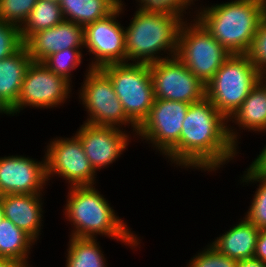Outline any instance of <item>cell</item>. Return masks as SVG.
<instances>
[{
  "mask_svg": "<svg viewBox=\"0 0 266 267\" xmlns=\"http://www.w3.org/2000/svg\"><path fill=\"white\" fill-rule=\"evenodd\" d=\"M205 96L191 103L179 143L165 156L177 166L215 171L238 154V132Z\"/></svg>",
  "mask_w": 266,
  "mask_h": 267,
  "instance_id": "obj_1",
  "label": "cell"
},
{
  "mask_svg": "<svg viewBox=\"0 0 266 267\" xmlns=\"http://www.w3.org/2000/svg\"><path fill=\"white\" fill-rule=\"evenodd\" d=\"M65 218L71 222L70 236L78 238H96V235L111 237L124 245L135 248L140 244L138 236L116 216L108 201L95 189V186L69 187Z\"/></svg>",
  "mask_w": 266,
  "mask_h": 267,
  "instance_id": "obj_2",
  "label": "cell"
},
{
  "mask_svg": "<svg viewBox=\"0 0 266 267\" xmlns=\"http://www.w3.org/2000/svg\"><path fill=\"white\" fill-rule=\"evenodd\" d=\"M196 11L195 18L231 55L248 54L266 15V0H233Z\"/></svg>",
  "mask_w": 266,
  "mask_h": 267,
  "instance_id": "obj_3",
  "label": "cell"
},
{
  "mask_svg": "<svg viewBox=\"0 0 266 267\" xmlns=\"http://www.w3.org/2000/svg\"><path fill=\"white\" fill-rule=\"evenodd\" d=\"M134 14L129 26L125 27L126 62L149 64L175 57L184 16L139 8Z\"/></svg>",
  "mask_w": 266,
  "mask_h": 267,
  "instance_id": "obj_4",
  "label": "cell"
},
{
  "mask_svg": "<svg viewBox=\"0 0 266 267\" xmlns=\"http://www.w3.org/2000/svg\"><path fill=\"white\" fill-rule=\"evenodd\" d=\"M263 76L247 54H232L205 85L206 97L228 120Z\"/></svg>",
  "mask_w": 266,
  "mask_h": 267,
  "instance_id": "obj_5",
  "label": "cell"
},
{
  "mask_svg": "<svg viewBox=\"0 0 266 267\" xmlns=\"http://www.w3.org/2000/svg\"><path fill=\"white\" fill-rule=\"evenodd\" d=\"M100 69L110 78L125 114L139 126L155 100L149 64L113 63Z\"/></svg>",
  "mask_w": 266,
  "mask_h": 267,
  "instance_id": "obj_6",
  "label": "cell"
},
{
  "mask_svg": "<svg viewBox=\"0 0 266 267\" xmlns=\"http://www.w3.org/2000/svg\"><path fill=\"white\" fill-rule=\"evenodd\" d=\"M186 19L179 32L176 56L206 85L231 54L196 18L190 24Z\"/></svg>",
  "mask_w": 266,
  "mask_h": 267,
  "instance_id": "obj_7",
  "label": "cell"
},
{
  "mask_svg": "<svg viewBox=\"0 0 266 267\" xmlns=\"http://www.w3.org/2000/svg\"><path fill=\"white\" fill-rule=\"evenodd\" d=\"M89 69V70H88ZM80 88L79 98L86 108L87 124L122 128L130 126L137 132V125L125 114L110 78L100 68H88ZM126 125V126H125Z\"/></svg>",
  "mask_w": 266,
  "mask_h": 267,
  "instance_id": "obj_8",
  "label": "cell"
},
{
  "mask_svg": "<svg viewBox=\"0 0 266 267\" xmlns=\"http://www.w3.org/2000/svg\"><path fill=\"white\" fill-rule=\"evenodd\" d=\"M71 84L42 62L32 61L26 71L19 99L6 115H17L27 106L39 109L58 107L69 98L73 87Z\"/></svg>",
  "mask_w": 266,
  "mask_h": 267,
  "instance_id": "obj_9",
  "label": "cell"
},
{
  "mask_svg": "<svg viewBox=\"0 0 266 267\" xmlns=\"http://www.w3.org/2000/svg\"><path fill=\"white\" fill-rule=\"evenodd\" d=\"M58 138L53 141L51 139L50 144L46 146L47 180L56 174L55 176L68 180L70 187L94 185L96 172L79 137L75 134L71 138Z\"/></svg>",
  "mask_w": 266,
  "mask_h": 267,
  "instance_id": "obj_10",
  "label": "cell"
},
{
  "mask_svg": "<svg viewBox=\"0 0 266 267\" xmlns=\"http://www.w3.org/2000/svg\"><path fill=\"white\" fill-rule=\"evenodd\" d=\"M188 103L155 99L148 116L137 127V136L166 156L178 143Z\"/></svg>",
  "mask_w": 266,
  "mask_h": 267,
  "instance_id": "obj_11",
  "label": "cell"
},
{
  "mask_svg": "<svg viewBox=\"0 0 266 267\" xmlns=\"http://www.w3.org/2000/svg\"><path fill=\"white\" fill-rule=\"evenodd\" d=\"M149 68L155 99L191 104L206 96L205 84L177 56L149 63Z\"/></svg>",
  "mask_w": 266,
  "mask_h": 267,
  "instance_id": "obj_12",
  "label": "cell"
},
{
  "mask_svg": "<svg viewBox=\"0 0 266 267\" xmlns=\"http://www.w3.org/2000/svg\"><path fill=\"white\" fill-rule=\"evenodd\" d=\"M124 3L107 17L84 27V48L93 54L89 68H101L113 63H126L125 28L117 18L124 11ZM117 20V21H116Z\"/></svg>",
  "mask_w": 266,
  "mask_h": 267,
  "instance_id": "obj_13",
  "label": "cell"
},
{
  "mask_svg": "<svg viewBox=\"0 0 266 267\" xmlns=\"http://www.w3.org/2000/svg\"><path fill=\"white\" fill-rule=\"evenodd\" d=\"M46 158L22 155L0 157V190L5 194H42L46 186Z\"/></svg>",
  "mask_w": 266,
  "mask_h": 267,
  "instance_id": "obj_14",
  "label": "cell"
},
{
  "mask_svg": "<svg viewBox=\"0 0 266 267\" xmlns=\"http://www.w3.org/2000/svg\"><path fill=\"white\" fill-rule=\"evenodd\" d=\"M79 128L76 135L82 142L85 154L95 172L115 162L131 140L123 128L124 131L118 127L87 123H83Z\"/></svg>",
  "mask_w": 266,
  "mask_h": 267,
  "instance_id": "obj_15",
  "label": "cell"
},
{
  "mask_svg": "<svg viewBox=\"0 0 266 267\" xmlns=\"http://www.w3.org/2000/svg\"><path fill=\"white\" fill-rule=\"evenodd\" d=\"M25 47L33 61L42 62L50 54L69 48L84 49V27L69 20L32 34Z\"/></svg>",
  "mask_w": 266,
  "mask_h": 267,
  "instance_id": "obj_16",
  "label": "cell"
},
{
  "mask_svg": "<svg viewBox=\"0 0 266 267\" xmlns=\"http://www.w3.org/2000/svg\"><path fill=\"white\" fill-rule=\"evenodd\" d=\"M42 194H5L1 205L5 218L25 231L35 241L39 239L43 219Z\"/></svg>",
  "mask_w": 266,
  "mask_h": 267,
  "instance_id": "obj_17",
  "label": "cell"
},
{
  "mask_svg": "<svg viewBox=\"0 0 266 267\" xmlns=\"http://www.w3.org/2000/svg\"><path fill=\"white\" fill-rule=\"evenodd\" d=\"M23 44L14 54L0 60V112L7 114L17 103L22 83L32 62Z\"/></svg>",
  "mask_w": 266,
  "mask_h": 267,
  "instance_id": "obj_18",
  "label": "cell"
},
{
  "mask_svg": "<svg viewBox=\"0 0 266 267\" xmlns=\"http://www.w3.org/2000/svg\"><path fill=\"white\" fill-rule=\"evenodd\" d=\"M259 232L260 229L244 217L210 245L236 261L254 258Z\"/></svg>",
  "mask_w": 266,
  "mask_h": 267,
  "instance_id": "obj_19",
  "label": "cell"
},
{
  "mask_svg": "<svg viewBox=\"0 0 266 267\" xmlns=\"http://www.w3.org/2000/svg\"><path fill=\"white\" fill-rule=\"evenodd\" d=\"M239 129L266 132V77L253 87L242 105L228 119Z\"/></svg>",
  "mask_w": 266,
  "mask_h": 267,
  "instance_id": "obj_20",
  "label": "cell"
},
{
  "mask_svg": "<svg viewBox=\"0 0 266 267\" xmlns=\"http://www.w3.org/2000/svg\"><path fill=\"white\" fill-rule=\"evenodd\" d=\"M59 4L64 20L83 27L104 19L119 6L114 0H61Z\"/></svg>",
  "mask_w": 266,
  "mask_h": 267,
  "instance_id": "obj_21",
  "label": "cell"
},
{
  "mask_svg": "<svg viewBox=\"0 0 266 267\" xmlns=\"http://www.w3.org/2000/svg\"><path fill=\"white\" fill-rule=\"evenodd\" d=\"M36 241L9 219L0 223V258L28 263L30 249Z\"/></svg>",
  "mask_w": 266,
  "mask_h": 267,
  "instance_id": "obj_22",
  "label": "cell"
},
{
  "mask_svg": "<svg viewBox=\"0 0 266 267\" xmlns=\"http://www.w3.org/2000/svg\"><path fill=\"white\" fill-rule=\"evenodd\" d=\"M64 20L60 4L51 0H37L28 19L20 28V36L24 43L32 34L49 29Z\"/></svg>",
  "mask_w": 266,
  "mask_h": 267,
  "instance_id": "obj_23",
  "label": "cell"
},
{
  "mask_svg": "<svg viewBox=\"0 0 266 267\" xmlns=\"http://www.w3.org/2000/svg\"><path fill=\"white\" fill-rule=\"evenodd\" d=\"M97 238L70 237L65 267H107Z\"/></svg>",
  "mask_w": 266,
  "mask_h": 267,
  "instance_id": "obj_24",
  "label": "cell"
},
{
  "mask_svg": "<svg viewBox=\"0 0 266 267\" xmlns=\"http://www.w3.org/2000/svg\"><path fill=\"white\" fill-rule=\"evenodd\" d=\"M244 171L242 183L259 182L245 218L259 229L266 228V178L256 175L250 168Z\"/></svg>",
  "mask_w": 266,
  "mask_h": 267,
  "instance_id": "obj_25",
  "label": "cell"
},
{
  "mask_svg": "<svg viewBox=\"0 0 266 267\" xmlns=\"http://www.w3.org/2000/svg\"><path fill=\"white\" fill-rule=\"evenodd\" d=\"M82 48H69L60 52L50 54L42 63L55 74L64 77L70 83L72 70L82 63Z\"/></svg>",
  "mask_w": 266,
  "mask_h": 267,
  "instance_id": "obj_26",
  "label": "cell"
},
{
  "mask_svg": "<svg viewBox=\"0 0 266 267\" xmlns=\"http://www.w3.org/2000/svg\"><path fill=\"white\" fill-rule=\"evenodd\" d=\"M36 3L37 0H0V20L21 28Z\"/></svg>",
  "mask_w": 266,
  "mask_h": 267,
  "instance_id": "obj_27",
  "label": "cell"
},
{
  "mask_svg": "<svg viewBox=\"0 0 266 267\" xmlns=\"http://www.w3.org/2000/svg\"><path fill=\"white\" fill-rule=\"evenodd\" d=\"M207 246L191 258L187 267H237L238 261L219 253L210 244Z\"/></svg>",
  "mask_w": 266,
  "mask_h": 267,
  "instance_id": "obj_28",
  "label": "cell"
},
{
  "mask_svg": "<svg viewBox=\"0 0 266 267\" xmlns=\"http://www.w3.org/2000/svg\"><path fill=\"white\" fill-rule=\"evenodd\" d=\"M23 44L20 28L0 20V60L14 54Z\"/></svg>",
  "mask_w": 266,
  "mask_h": 267,
  "instance_id": "obj_29",
  "label": "cell"
},
{
  "mask_svg": "<svg viewBox=\"0 0 266 267\" xmlns=\"http://www.w3.org/2000/svg\"><path fill=\"white\" fill-rule=\"evenodd\" d=\"M253 65L266 75V15L261 19L252 46L247 54Z\"/></svg>",
  "mask_w": 266,
  "mask_h": 267,
  "instance_id": "obj_30",
  "label": "cell"
},
{
  "mask_svg": "<svg viewBox=\"0 0 266 267\" xmlns=\"http://www.w3.org/2000/svg\"><path fill=\"white\" fill-rule=\"evenodd\" d=\"M141 10L166 11L183 16L196 0H136ZM189 6V7H188Z\"/></svg>",
  "mask_w": 266,
  "mask_h": 267,
  "instance_id": "obj_31",
  "label": "cell"
},
{
  "mask_svg": "<svg viewBox=\"0 0 266 267\" xmlns=\"http://www.w3.org/2000/svg\"><path fill=\"white\" fill-rule=\"evenodd\" d=\"M249 168L258 176L266 178V146L250 164Z\"/></svg>",
  "mask_w": 266,
  "mask_h": 267,
  "instance_id": "obj_32",
  "label": "cell"
},
{
  "mask_svg": "<svg viewBox=\"0 0 266 267\" xmlns=\"http://www.w3.org/2000/svg\"><path fill=\"white\" fill-rule=\"evenodd\" d=\"M254 258L266 262V228L260 229Z\"/></svg>",
  "mask_w": 266,
  "mask_h": 267,
  "instance_id": "obj_33",
  "label": "cell"
},
{
  "mask_svg": "<svg viewBox=\"0 0 266 267\" xmlns=\"http://www.w3.org/2000/svg\"><path fill=\"white\" fill-rule=\"evenodd\" d=\"M237 267H266V262L256 258L243 259L237 262Z\"/></svg>",
  "mask_w": 266,
  "mask_h": 267,
  "instance_id": "obj_34",
  "label": "cell"
},
{
  "mask_svg": "<svg viewBox=\"0 0 266 267\" xmlns=\"http://www.w3.org/2000/svg\"><path fill=\"white\" fill-rule=\"evenodd\" d=\"M23 263L12 260L0 258V267H22Z\"/></svg>",
  "mask_w": 266,
  "mask_h": 267,
  "instance_id": "obj_35",
  "label": "cell"
},
{
  "mask_svg": "<svg viewBox=\"0 0 266 267\" xmlns=\"http://www.w3.org/2000/svg\"><path fill=\"white\" fill-rule=\"evenodd\" d=\"M4 218H5V216H4L3 208L1 205V201H0V223L3 221Z\"/></svg>",
  "mask_w": 266,
  "mask_h": 267,
  "instance_id": "obj_36",
  "label": "cell"
},
{
  "mask_svg": "<svg viewBox=\"0 0 266 267\" xmlns=\"http://www.w3.org/2000/svg\"><path fill=\"white\" fill-rule=\"evenodd\" d=\"M118 5L121 4L123 1L122 0H114Z\"/></svg>",
  "mask_w": 266,
  "mask_h": 267,
  "instance_id": "obj_37",
  "label": "cell"
},
{
  "mask_svg": "<svg viewBox=\"0 0 266 267\" xmlns=\"http://www.w3.org/2000/svg\"><path fill=\"white\" fill-rule=\"evenodd\" d=\"M22 267H31L30 266V264L29 263H25V264H23V266Z\"/></svg>",
  "mask_w": 266,
  "mask_h": 267,
  "instance_id": "obj_38",
  "label": "cell"
},
{
  "mask_svg": "<svg viewBox=\"0 0 266 267\" xmlns=\"http://www.w3.org/2000/svg\"><path fill=\"white\" fill-rule=\"evenodd\" d=\"M2 197H3V194H2V192L0 190V200L2 199Z\"/></svg>",
  "mask_w": 266,
  "mask_h": 267,
  "instance_id": "obj_39",
  "label": "cell"
},
{
  "mask_svg": "<svg viewBox=\"0 0 266 267\" xmlns=\"http://www.w3.org/2000/svg\"><path fill=\"white\" fill-rule=\"evenodd\" d=\"M51 1H55V2H58L59 3L61 0H51Z\"/></svg>",
  "mask_w": 266,
  "mask_h": 267,
  "instance_id": "obj_40",
  "label": "cell"
}]
</instances>
